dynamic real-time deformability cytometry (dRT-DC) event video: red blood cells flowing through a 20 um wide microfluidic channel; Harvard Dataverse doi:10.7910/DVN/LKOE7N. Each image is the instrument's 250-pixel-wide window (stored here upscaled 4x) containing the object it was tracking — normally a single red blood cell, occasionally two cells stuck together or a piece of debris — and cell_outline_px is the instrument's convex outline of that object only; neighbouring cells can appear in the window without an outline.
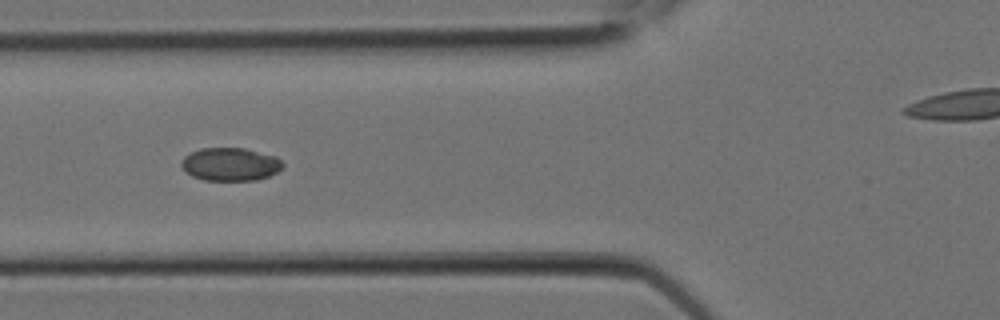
{"species": "Egyptian fruit bat (a non-hibernating species)", "species_latin": "Rousettus aegyptiacus", "temperature_condition": "room temperature", "stored_images_in_passage": 9, "camera_frame_rate_fps": 3000, "um_per_image_px": 0.085, "animal": {"sex": "female"}, "frame": {"image": 1, "passage_image": 8, "time_ms": 2.333, "image_size_px": [1000, 320], "cell_outline_px": [[284, 164], [276, 172], [268, 176], [256, 180], [204, 180], [192, 176], [180, 164], [184, 156], [200, 148], [244, 148], [276, 156]], "centroid_in_image_um": [19.57, 13.95], "position_along_channel_um": 106.2, "area_um2": 19.36}}
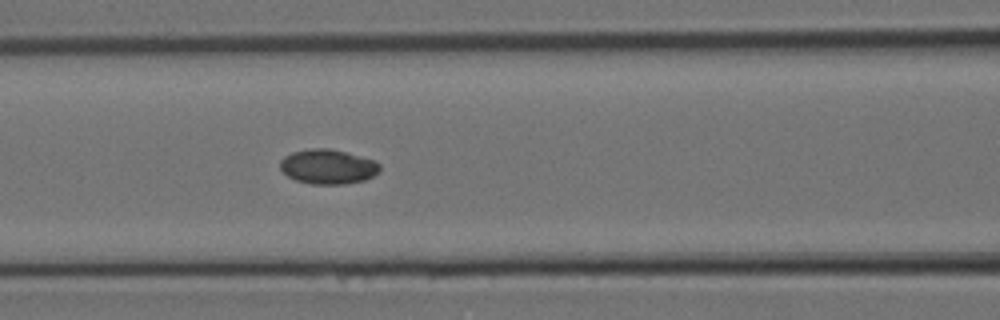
{"frame": {"image": 2, "passage_image": 9, "time_ms": 2.667, "image_size_px": [1000, 320], "cell_outline_px": [[380, 172], [364, 180], [344, 184], [312, 184], [296, 180], [288, 176], [280, 168], [280, 160], [284, 156], [292, 152], [312, 148], [328, 148], [348, 152], [376, 160], [380, 164]], "centroid_in_image_um": [27.9, 14.15], "position_along_channel_um": 138.7, "area_um2": 20.29}}